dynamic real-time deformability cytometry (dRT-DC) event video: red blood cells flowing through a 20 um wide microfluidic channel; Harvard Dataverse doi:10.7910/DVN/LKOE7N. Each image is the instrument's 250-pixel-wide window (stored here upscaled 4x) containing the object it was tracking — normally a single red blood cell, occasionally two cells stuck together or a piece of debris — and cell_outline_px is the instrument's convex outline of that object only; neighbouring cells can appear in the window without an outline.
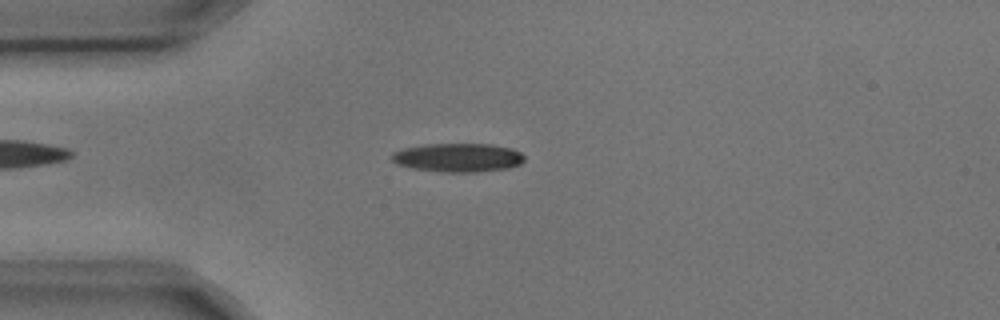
{"species": "common noctule bat (a hibernating species)", "species_latin": "Nyctalus noctula", "temperature_condition": "cold", "stored_images_in_passage": 8, "camera_frame_rate_fps": 3000, "um_per_image_px": 0.085, "animal": {"sex": "male", "body_mass_g": 17.9, "forearm_length_mm": 54.2}, "frame": {"image": 1, "passage_image": 4, "time_ms": 1.0, "image_size_px": [1000, 320], "cell_outline_px": [[524, 160], [520, 164], [508, 168], [476, 172], [440, 172], [412, 168], [396, 164], [392, 160], [392, 152], [404, 148], [424, 144], [492, 144], [512, 148], [520, 152], [524, 156]], "centroid_in_image_um": [38.92, 13.39], "position_along_channel_um": 46.1, "area_um2": 22.31}}
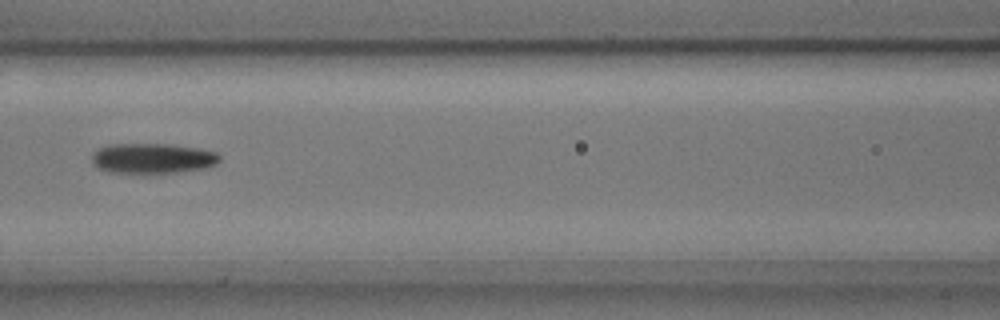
{"frame": {"image": 2, "passage_image": 7, "time_ms": 2.0, "image_size_px": [1000, 320], "cell_outline_px": [[220, 160], [216, 164], [208, 168], [144, 176], [108, 172], [92, 164], [92, 152], [100, 148], [112, 144], [172, 144], [200, 148], [216, 152], [220, 156]], "centroid_in_image_um": [12.96, 13.5], "position_along_channel_um": 153.6, "area_um2": 23.41}}
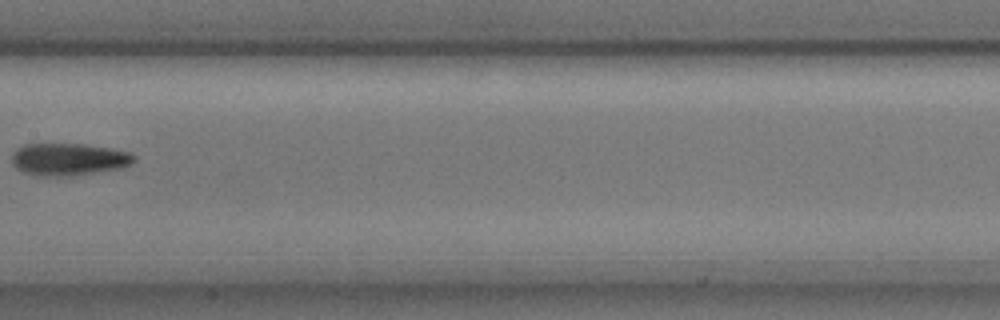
{"frame": {"image": 3, "passage_image": 8, "time_ms": 2.333, "image_size_px": [1000, 320], "cell_outline_px": [[136, 160], [132, 164], [124, 168], [72, 176], [36, 176], [24, 172], [16, 168], [12, 164], [12, 152], [16, 148], [24, 144], [84, 144], [112, 148], [132, 152], [136, 156]], "centroid_in_image_um": [5.87, 13.54], "position_along_channel_um": 201.5, "area_um2": 23.52}}